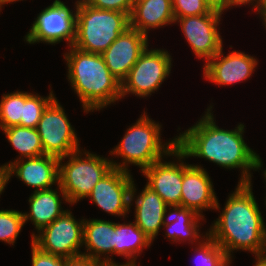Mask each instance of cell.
Listing matches in <instances>:
<instances>
[{
    "label": "cell",
    "mask_w": 266,
    "mask_h": 266,
    "mask_svg": "<svg viewBox=\"0 0 266 266\" xmlns=\"http://www.w3.org/2000/svg\"><path fill=\"white\" fill-rule=\"evenodd\" d=\"M223 47L203 66V76L217 85H232L249 79L258 61L244 52L233 51L224 55Z\"/></svg>",
    "instance_id": "17"
},
{
    "label": "cell",
    "mask_w": 266,
    "mask_h": 266,
    "mask_svg": "<svg viewBox=\"0 0 266 266\" xmlns=\"http://www.w3.org/2000/svg\"><path fill=\"white\" fill-rule=\"evenodd\" d=\"M148 46V36L129 27L102 53V56L110 73L122 82Z\"/></svg>",
    "instance_id": "14"
},
{
    "label": "cell",
    "mask_w": 266,
    "mask_h": 266,
    "mask_svg": "<svg viewBox=\"0 0 266 266\" xmlns=\"http://www.w3.org/2000/svg\"><path fill=\"white\" fill-rule=\"evenodd\" d=\"M161 125L150 119L144 111L143 115L127 129L119 144L110 151V155L122 158V164L111 159L113 168L130 173L129 164L136 165L141 172L164 156H171L177 147V137L162 144Z\"/></svg>",
    "instance_id": "4"
},
{
    "label": "cell",
    "mask_w": 266,
    "mask_h": 266,
    "mask_svg": "<svg viewBox=\"0 0 266 266\" xmlns=\"http://www.w3.org/2000/svg\"><path fill=\"white\" fill-rule=\"evenodd\" d=\"M97 266H136V265L129 261L123 264L122 263L118 264L112 260V261H100Z\"/></svg>",
    "instance_id": "35"
},
{
    "label": "cell",
    "mask_w": 266,
    "mask_h": 266,
    "mask_svg": "<svg viewBox=\"0 0 266 266\" xmlns=\"http://www.w3.org/2000/svg\"><path fill=\"white\" fill-rule=\"evenodd\" d=\"M100 261L86 256L66 258L65 266H97Z\"/></svg>",
    "instance_id": "32"
},
{
    "label": "cell",
    "mask_w": 266,
    "mask_h": 266,
    "mask_svg": "<svg viewBox=\"0 0 266 266\" xmlns=\"http://www.w3.org/2000/svg\"><path fill=\"white\" fill-rule=\"evenodd\" d=\"M6 187V172L3 167L0 166V195L3 193Z\"/></svg>",
    "instance_id": "36"
},
{
    "label": "cell",
    "mask_w": 266,
    "mask_h": 266,
    "mask_svg": "<svg viewBox=\"0 0 266 266\" xmlns=\"http://www.w3.org/2000/svg\"><path fill=\"white\" fill-rule=\"evenodd\" d=\"M55 98L52 90L47 97L25 92L24 112L23 117L21 118V126L37 128L44 110Z\"/></svg>",
    "instance_id": "27"
},
{
    "label": "cell",
    "mask_w": 266,
    "mask_h": 266,
    "mask_svg": "<svg viewBox=\"0 0 266 266\" xmlns=\"http://www.w3.org/2000/svg\"><path fill=\"white\" fill-rule=\"evenodd\" d=\"M207 108L204 116L177 137V147L187 157H199L216 163L226 169H241L238 183H251V170H261L262 159L245 143L244 125L234 130L219 128Z\"/></svg>",
    "instance_id": "1"
},
{
    "label": "cell",
    "mask_w": 266,
    "mask_h": 266,
    "mask_svg": "<svg viewBox=\"0 0 266 266\" xmlns=\"http://www.w3.org/2000/svg\"><path fill=\"white\" fill-rule=\"evenodd\" d=\"M264 0H231V8L233 6H241V5H245V4H251L253 5V9L256 11V9L261 5V3Z\"/></svg>",
    "instance_id": "34"
},
{
    "label": "cell",
    "mask_w": 266,
    "mask_h": 266,
    "mask_svg": "<svg viewBox=\"0 0 266 266\" xmlns=\"http://www.w3.org/2000/svg\"><path fill=\"white\" fill-rule=\"evenodd\" d=\"M1 130H3L11 145L19 151L20 156L15 160L44 155V149L37 128L18 125Z\"/></svg>",
    "instance_id": "24"
},
{
    "label": "cell",
    "mask_w": 266,
    "mask_h": 266,
    "mask_svg": "<svg viewBox=\"0 0 266 266\" xmlns=\"http://www.w3.org/2000/svg\"><path fill=\"white\" fill-rule=\"evenodd\" d=\"M197 245L195 251L198 266H230L232 263L224 249L208 234Z\"/></svg>",
    "instance_id": "26"
},
{
    "label": "cell",
    "mask_w": 266,
    "mask_h": 266,
    "mask_svg": "<svg viewBox=\"0 0 266 266\" xmlns=\"http://www.w3.org/2000/svg\"><path fill=\"white\" fill-rule=\"evenodd\" d=\"M171 156L176 157L179 162H163L161 159L142 171L148 179L146 185L154 190L168 206L180 205L183 181L182 160L188 158L178 147L171 152Z\"/></svg>",
    "instance_id": "13"
},
{
    "label": "cell",
    "mask_w": 266,
    "mask_h": 266,
    "mask_svg": "<svg viewBox=\"0 0 266 266\" xmlns=\"http://www.w3.org/2000/svg\"><path fill=\"white\" fill-rule=\"evenodd\" d=\"M252 183H238L229 195L222 213L207 234L232 259L234 250L256 257L266 256V224L252 192Z\"/></svg>",
    "instance_id": "2"
},
{
    "label": "cell",
    "mask_w": 266,
    "mask_h": 266,
    "mask_svg": "<svg viewBox=\"0 0 266 266\" xmlns=\"http://www.w3.org/2000/svg\"><path fill=\"white\" fill-rule=\"evenodd\" d=\"M257 14H260L262 19H266V0L256 9Z\"/></svg>",
    "instance_id": "37"
},
{
    "label": "cell",
    "mask_w": 266,
    "mask_h": 266,
    "mask_svg": "<svg viewBox=\"0 0 266 266\" xmlns=\"http://www.w3.org/2000/svg\"><path fill=\"white\" fill-rule=\"evenodd\" d=\"M222 13L213 11L198 16L177 18L174 22L180 23L183 35L193 50L195 56L207 62L223 47L218 30Z\"/></svg>",
    "instance_id": "11"
},
{
    "label": "cell",
    "mask_w": 266,
    "mask_h": 266,
    "mask_svg": "<svg viewBox=\"0 0 266 266\" xmlns=\"http://www.w3.org/2000/svg\"><path fill=\"white\" fill-rule=\"evenodd\" d=\"M212 10L223 13L224 10L231 7V0H205Z\"/></svg>",
    "instance_id": "33"
},
{
    "label": "cell",
    "mask_w": 266,
    "mask_h": 266,
    "mask_svg": "<svg viewBox=\"0 0 266 266\" xmlns=\"http://www.w3.org/2000/svg\"><path fill=\"white\" fill-rule=\"evenodd\" d=\"M87 5L101 10H113L131 15L134 0H83Z\"/></svg>",
    "instance_id": "30"
},
{
    "label": "cell",
    "mask_w": 266,
    "mask_h": 266,
    "mask_svg": "<svg viewBox=\"0 0 266 266\" xmlns=\"http://www.w3.org/2000/svg\"><path fill=\"white\" fill-rule=\"evenodd\" d=\"M84 220H76L72 212L66 210L38 234L32 233V243L43 252L62 258L81 256Z\"/></svg>",
    "instance_id": "8"
},
{
    "label": "cell",
    "mask_w": 266,
    "mask_h": 266,
    "mask_svg": "<svg viewBox=\"0 0 266 266\" xmlns=\"http://www.w3.org/2000/svg\"><path fill=\"white\" fill-rule=\"evenodd\" d=\"M16 1H19V0H0V10H1L2 5L6 4V3L8 4V3H11V2H16Z\"/></svg>",
    "instance_id": "39"
},
{
    "label": "cell",
    "mask_w": 266,
    "mask_h": 266,
    "mask_svg": "<svg viewBox=\"0 0 266 266\" xmlns=\"http://www.w3.org/2000/svg\"><path fill=\"white\" fill-rule=\"evenodd\" d=\"M167 209L169 210L168 218L166 216ZM200 220H204V217H200L193 210L184 208L180 205L167 206L164 212V225L162 227H164V229L166 228L165 236L173 242H185L189 240L191 244H193V242L199 243L200 241L198 239L204 238L207 235V232L205 236L199 235V225H202L199 222Z\"/></svg>",
    "instance_id": "22"
},
{
    "label": "cell",
    "mask_w": 266,
    "mask_h": 266,
    "mask_svg": "<svg viewBox=\"0 0 266 266\" xmlns=\"http://www.w3.org/2000/svg\"><path fill=\"white\" fill-rule=\"evenodd\" d=\"M83 245L86 247V252H82L83 256L99 261H112L109 255H115V222L85 219Z\"/></svg>",
    "instance_id": "19"
},
{
    "label": "cell",
    "mask_w": 266,
    "mask_h": 266,
    "mask_svg": "<svg viewBox=\"0 0 266 266\" xmlns=\"http://www.w3.org/2000/svg\"><path fill=\"white\" fill-rule=\"evenodd\" d=\"M172 58L164 49H145L133 65L127 77L121 82L122 98L127 94L148 97L159 89L169 76Z\"/></svg>",
    "instance_id": "7"
},
{
    "label": "cell",
    "mask_w": 266,
    "mask_h": 266,
    "mask_svg": "<svg viewBox=\"0 0 266 266\" xmlns=\"http://www.w3.org/2000/svg\"><path fill=\"white\" fill-rule=\"evenodd\" d=\"M25 103V92L15 91L2 95L0 101V128L21 126Z\"/></svg>",
    "instance_id": "25"
},
{
    "label": "cell",
    "mask_w": 266,
    "mask_h": 266,
    "mask_svg": "<svg viewBox=\"0 0 266 266\" xmlns=\"http://www.w3.org/2000/svg\"><path fill=\"white\" fill-rule=\"evenodd\" d=\"M136 188L133 181L130 193V208L132 201L135 200V221L134 223L151 239L153 240L159 233V230L164 225L163 218L167 204L163 199L147 185L136 196Z\"/></svg>",
    "instance_id": "18"
},
{
    "label": "cell",
    "mask_w": 266,
    "mask_h": 266,
    "mask_svg": "<svg viewBox=\"0 0 266 266\" xmlns=\"http://www.w3.org/2000/svg\"><path fill=\"white\" fill-rule=\"evenodd\" d=\"M67 157L69 160L64 164L65 157L59 158V186L72 206L87 198L113 165L111 160L86 150L83 154L81 150L75 151Z\"/></svg>",
    "instance_id": "6"
},
{
    "label": "cell",
    "mask_w": 266,
    "mask_h": 266,
    "mask_svg": "<svg viewBox=\"0 0 266 266\" xmlns=\"http://www.w3.org/2000/svg\"><path fill=\"white\" fill-rule=\"evenodd\" d=\"M45 155L62 158L80 150V144L64 108L55 98L44 110L37 126Z\"/></svg>",
    "instance_id": "9"
},
{
    "label": "cell",
    "mask_w": 266,
    "mask_h": 266,
    "mask_svg": "<svg viewBox=\"0 0 266 266\" xmlns=\"http://www.w3.org/2000/svg\"><path fill=\"white\" fill-rule=\"evenodd\" d=\"M32 248V266H65L66 258L51 255L49 253L43 252L33 243H31Z\"/></svg>",
    "instance_id": "31"
},
{
    "label": "cell",
    "mask_w": 266,
    "mask_h": 266,
    "mask_svg": "<svg viewBox=\"0 0 266 266\" xmlns=\"http://www.w3.org/2000/svg\"><path fill=\"white\" fill-rule=\"evenodd\" d=\"M24 224L22 212L17 210H0V241L14 245Z\"/></svg>",
    "instance_id": "28"
},
{
    "label": "cell",
    "mask_w": 266,
    "mask_h": 266,
    "mask_svg": "<svg viewBox=\"0 0 266 266\" xmlns=\"http://www.w3.org/2000/svg\"><path fill=\"white\" fill-rule=\"evenodd\" d=\"M174 18L186 16H198L212 13V10L205 0H171Z\"/></svg>",
    "instance_id": "29"
},
{
    "label": "cell",
    "mask_w": 266,
    "mask_h": 266,
    "mask_svg": "<svg viewBox=\"0 0 266 266\" xmlns=\"http://www.w3.org/2000/svg\"><path fill=\"white\" fill-rule=\"evenodd\" d=\"M64 54L67 79L79 97L85 113L101 110L122 99L121 82L105 64L102 54L85 52L74 46Z\"/></svg>",
    "instance_id": "3"
},
{
    "label": "cell",
    "mask_w": 266,
    "mask_h": 266,
    "mask_svg": "<svg viewBox=\"0 0 266 266\" xmlns=\"http://www.w3.org/2000/svg\"><path fill=\"white\" fill-rule=\"evenodd\" d=\"M263 174H264V179H265V182H266V169L264 170Z\"/></svg>",
    "instance_id": "40"
},
{
    "label": "cell",
    "mask_w": 266,
    "mask_h": 266,
    "mask_svg": "<svg viewBox=\"0 0 266 266\" xmlns=\"http://www.w3.org/2000/svg\"><path fill=\"white\" fill-rule=\"evenodd\" d=\"M6 172V184L11 176L16 175L27 186L35 188L33 192L52 188L59 184V158L41 155L33 158L14 160L1 165Z\"/></svg>",
    "instance_id": "15"
},
{
    "label": "cell",
    "mask_w": 266,
    "mask_h": 266,
    "mask_svg": "<svg viewBox=\"0 0 266 266\" xmlns=\"http://www.w3.org/2000/svg\"><path fill=\"white\" fill-rule=\"evenodd\" d=\"M75 28L76 10H70L64 2L55 0L37 15L25 35V41L29 44L45 42L55 45L66 40L71 46L75 39Z\"/></svg>",
    "instance_id": "10"
},
{
    "label": "cell",
    "mask_w": 266,
    "mask_h": 266,
    "mask_svg": "<svg viewBox=\"0 0 266 266\" xmlns=\"http://www.w3.org/2000/svg\"><path fill=\"white\" fill-rule=\"evenodd\" d=\"M76 28L72 46L94 54H102L127 28L130 18L126 13L101 10L75 2Z\"/></svg>",
    "instance_id": "5"
},
{
    "label": "cell",
    "mask_w": 266,
    "mask_h": 266,
    "mask_svg": "<svg viewBox=\"0 0 266 266\" xmlns=\"http://www.w3.org/2000/svg\"><path fill=\"white\" fill-rule=\"evenodd\" d=\"M133 181L129 172L112 168L98 181L88 198L105 212L124 218L130 211Z\"/></svg>",
    "instance_id": "12"
},
{
    "label": "cell",
    "mask_w": 266,
    "mask_h": 266,
    "mask_svg": "<svg viewBox=\"0 0 266 266\" xmlns=\"http://www.w3.org/2000/svg\"><path fill=\"white\" fill-rule=\"evenodd\" d=\"M151 243V239L134 222L115 223V255H121L137 265V256Z\"/></svg>",
    "instance_id": "23"
},
{
    "label": "cell",
    "mask_w": 266,
    "mask_h": 266,
    "mask_svg": "<svg viewBox=\"0 0 266 266\" xmlns=\"http://www.w3.org/2000/svg\"><path fill=\"white\" fill-rule=\"evenodd\" d=\"M130 27L148 36L149 29L175 23L171 0H134Z\"/></svg>",
    "instance_id": "21"
},
{
    "label": "cell",
    "mask_w": 266,
    "mask_h": 266,
    "mask_svg": "<svg viewBox=\"0 0 266 266\" xmlns=\"http://www.w3.org/2000/svg\"><path fill=\"white\" fill-rule=\"evenodd\" d=\"M263 20V25L265 26V28H266V19H262Z\"/></svg>",
    "instance_id": "41"
},
{
    "label": "cell",
    "mask_w": 266,
    "mask_h": 266,
    "mask_svg": "<svg viewBox=\"0 0 266 266\" xmlns=\"http://www.w3.org/2000/svg\"><path fill=\"white\" fill-rule=\"evenodd\" d=\"M57 189H46L41 191H36L29 197L30 212H23V218L25 223L30 220L37 232L42 228L51 224L54 220L60 217L66 210L61 207L62 201H67L65 193L60 188L59 184ZM58 191V192H57ZM62 194V199L59 195Z\"/></svg>",
    "instance_id": "20"
},
{
    "label": "cell",
    "mask_w": 266,
    "mask_h": 266,
    "mask_svg": "<svg viewBox=\"0 0 266 266\" xmlns=\"http://www.w3.org/2000/svg\"><path fill=\"white\" fill-rule=\"evenodd\" d=\"M180 206L193 210L200 217H204L201 213L205 209L220 210L210 176L199 165L183 162Z\"/></svg>",
    "instance_id": "16"
},
{
    "label": "cell",
    "mask_w": 266,
    "mask_h": 266,
    "mask_svg": "<svg viewBox=\"0 0 266 266\" xmlns=\"http://www.w3.org/2000/svg\"><path fill=\"white\" fill-rule=\"evenodd\" d=\"M256 264L254 266H266V256L264 257H255Z\"/></svg>",
    "instance_id": "38"
}]
</instances>
